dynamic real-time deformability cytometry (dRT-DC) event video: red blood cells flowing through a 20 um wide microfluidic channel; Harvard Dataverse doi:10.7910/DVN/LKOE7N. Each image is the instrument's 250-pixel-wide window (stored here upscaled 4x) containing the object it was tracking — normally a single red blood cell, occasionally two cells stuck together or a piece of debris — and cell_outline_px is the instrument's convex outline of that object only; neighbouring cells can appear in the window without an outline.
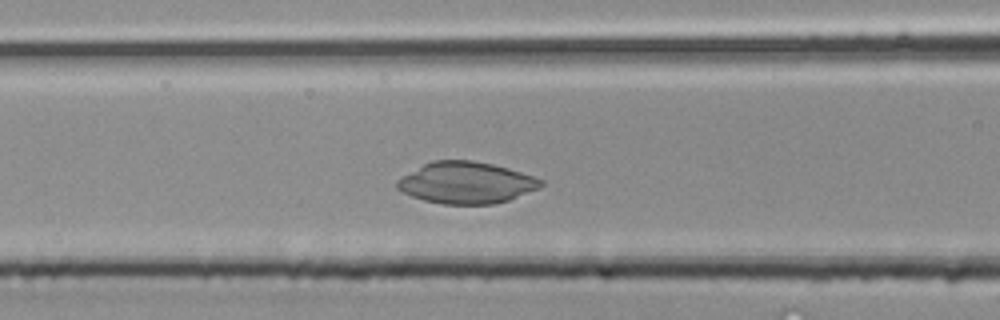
{"species": "common noctule bat (a hibernating species)", "species_latin": "Nyctalus noctula", "temperature_condition": "room temperature", "stored_images_in_passage": 34, "camera_frame_rate_fps": 3000, "um_per_image_px": 0.085, "animal": {"sex": "male", "body_mass_g": 20.4}, "frame": {"image": 1, "passage_image": 11, "time_ms": 3.333, "image_size_px": [1000, 320], "cell_outline_px": [[544, 184], [540, 188], [508, 200], [492, 204], [444, 204], [424, 200], [412, 196], [396, 188], [396, 180], [424, 164], [432, 160], [472, 160], [492, 164], [508, 168], [544, 180]], "centroid_in_image_um": [39.64, 15.53], "position_along_channel_um": 127.0, "area_um2": 34.62}}
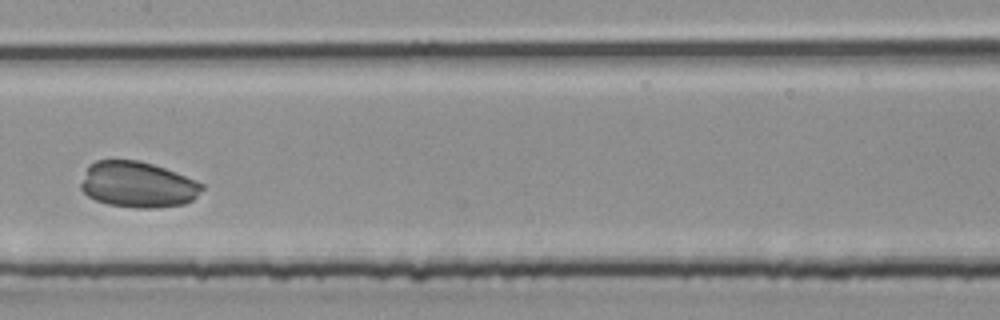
{"frame": {"image": 2, "passage_image": 15, "time_ms": 4.667, "image_size_px": [1000, 320], "cell_outline_px": [[204, 188], [192, 200], [184, 204], [160, 208], [136, 208], [108, 204], [96, 200], [88, 196], [80, 188], [80, 184], [88, 164], [96, 160], [136, 160], [152, 164], [164, 168], [196, 180], [204, 184]], "centroid_in_image_um": [11.7, 15.69], "position_along_channel_um": 195.7, "area_um2": 32.48}}
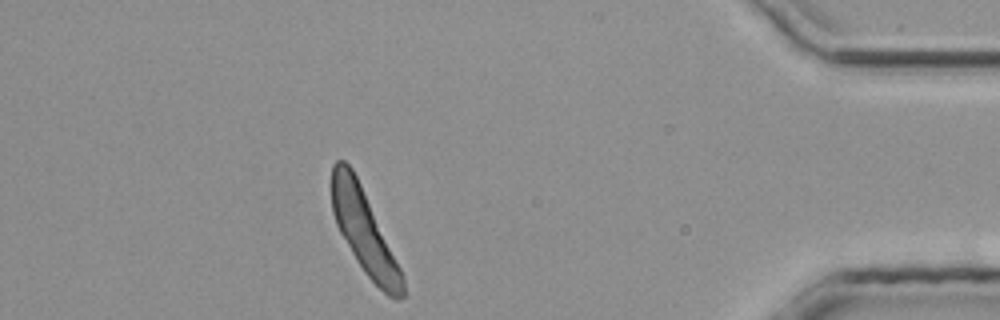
{"frame": {"image": 3, "passage_image": 30, "time_ms": 9.667, "image_size_px": [1000, 320], "cell_outline_px": [[404, 296], [400, 300], [396, 300], [388, 296], [364, 272], [356, 260], [340, 232], [336, 224], [332, 212], [332, 164], [336, 160], [344, 160], [352, 168], [360, 184], [404, 276]], "centroid_in_image_um": [30.95, 19.69], "position_along_channel_um": 404.3, "area_um2": 33.76}}